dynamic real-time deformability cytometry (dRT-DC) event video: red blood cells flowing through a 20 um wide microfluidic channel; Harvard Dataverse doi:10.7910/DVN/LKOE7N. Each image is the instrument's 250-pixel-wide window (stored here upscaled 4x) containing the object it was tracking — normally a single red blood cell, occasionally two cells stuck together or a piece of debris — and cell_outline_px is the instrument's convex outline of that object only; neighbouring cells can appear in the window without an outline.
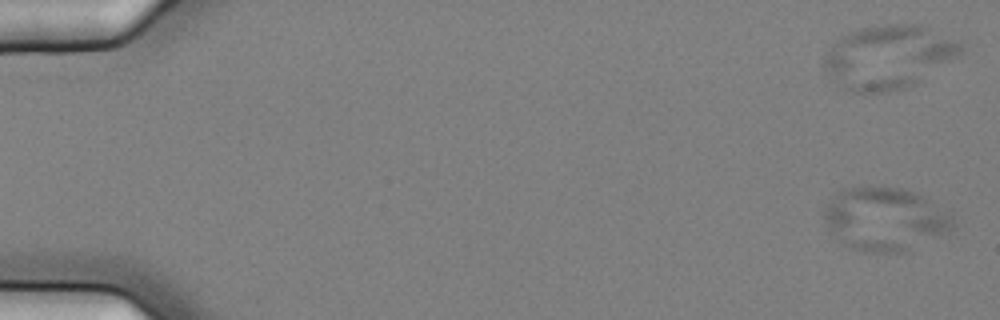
{"species": "common noctule bat (a hibernating species)", "species_latin": "Nyctalus noctula", "temperature_condition": "cold", "stored_images_in_passage": 5, "camera_frame_rate_fps": 3000, "um_per_image_px": 0.085, "animal": {"sex": "female", "body_mass_g": 25.1}, "frame": {"image": 1, "passage_image": 1, "time_ms": 0.0, "image_size_px": [1000, 320], "cell_outline_px": [[956, 228], [904, 252], [864, 252], [852, 248], [844, 244], [824, 220], [824, 208], [844, 188], [900, 188], [924, 196], [952, 212]], "centroid_in_image_um": [75.31, 18.63], "position_along_channel_um": 9.7, "area_um2": 46.82}}